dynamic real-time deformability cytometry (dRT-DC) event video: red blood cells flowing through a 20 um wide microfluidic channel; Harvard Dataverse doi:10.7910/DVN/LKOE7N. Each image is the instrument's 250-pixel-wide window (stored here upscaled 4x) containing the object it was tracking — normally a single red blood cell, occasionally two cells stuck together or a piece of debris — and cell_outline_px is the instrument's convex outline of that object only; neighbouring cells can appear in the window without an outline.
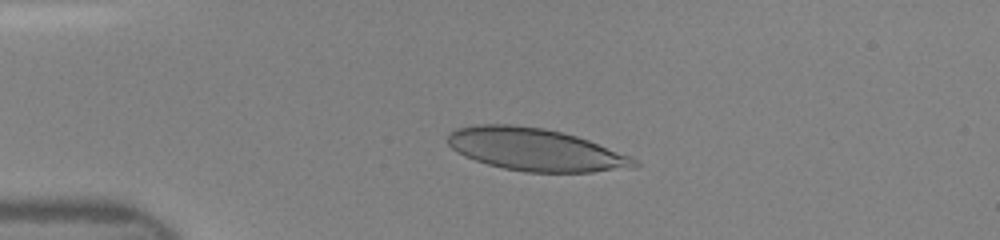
{"species": "human", "species_latin": "Homo sapiens", "temperature_condition": "room temperature", "stored_images_in_passage": 29, "camera_frame_rate_fps": 3000, "um_per_image_px": 0.085, "donor": {"sex": "female"}, "frame": {"image": 1, "passage_image": 1, "time_ms": 0.0, "image_size_px": [1000, 240], "cell_outline_px": [[640, 164], [636, 168], [592, 172], [524, 172], [504, 168], [488, 164], [464, 156], [456, 152], [448, 144], [448, 132], [456, 128], [476, 124], [512, 124], [544, 128], [576, 136], [588, 140], [628, 156], [636, 160]], "centroid_in_image_um": [45.47, 12.71], "position_along_channel_um": 39.5, "area_um2": 46.12}}
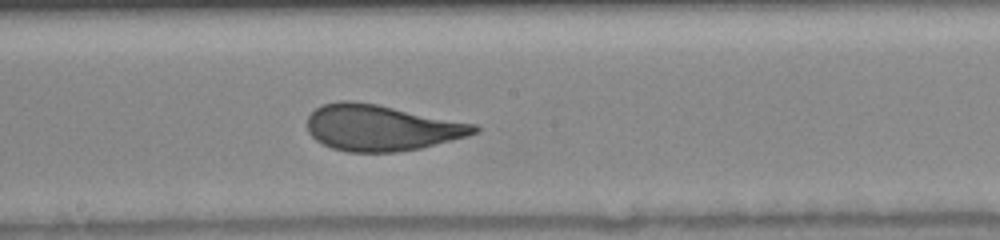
{"frame": {"image": 2, "passage_image": 16, "time_ms": 5.0, "image_size_px": [1000, 240], "cell_outline_px": [[480, 132], [468, 136], [420, 148], [396, 152], [348, 152], [332, 148], [316, 140], [308, 132], [308, 116], [316, 108], [324, 104], [340, 100], [352, 100], [376, 104], [476, 124], [480, 128]], "centroid_in_image_um": [32.41, 10.86], "position_along_channel_um": 215.8, "area_um2": 44.68}}
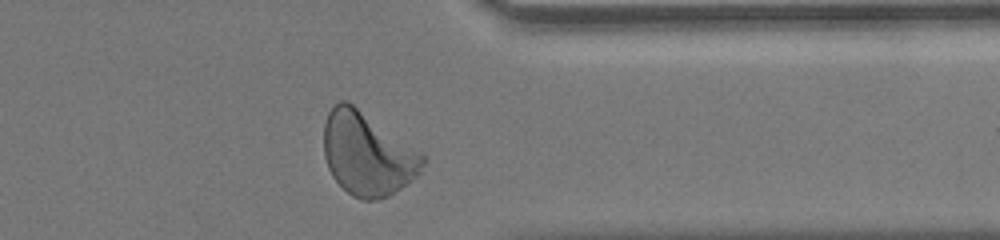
{"frame": {"image": 3, "passage_image": 28, "time_ms": 9.0, "image_size_px": [1000, 240], "cell_outline_px": [[424, 164], [420, 172], [416, 176], [400, 188], [388, 196], [380, 200], [360, 200], [352, 196], [332, 176], [328, 168], [324, 156], [324, 124], [328, 112], [340, 100], [348, 100], [420, 152], [424, 156]], "centroid_in_image_um": [31.2, 13.09], "position_along_channel_um": 380.2, "area_um2": 47.51}}